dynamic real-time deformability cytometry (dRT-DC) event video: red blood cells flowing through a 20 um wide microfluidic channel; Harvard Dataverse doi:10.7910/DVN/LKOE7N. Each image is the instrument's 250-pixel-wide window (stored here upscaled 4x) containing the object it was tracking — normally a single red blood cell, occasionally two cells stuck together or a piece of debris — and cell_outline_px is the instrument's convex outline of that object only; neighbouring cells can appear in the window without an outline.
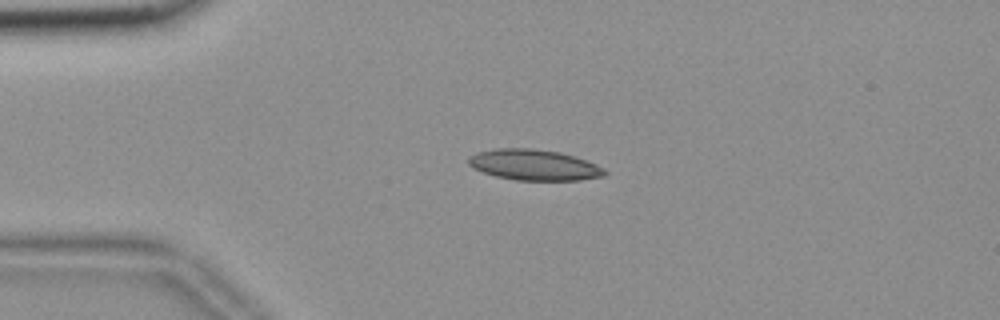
{"species": "common noctule bat (a hibernating species)", "species_latin": "Nyctalus noctula", "temperature_condition": "room temperature", "stored_images_in_passage": 35, "camera_frame_rate_fps": 3000, "um_per_image_px": 0.085, "animal": {"sex": "female", "body_mass_g": 18.4}, "frame": {"image": 1, "passage_image": 1, "time_ms": 0.0, "image_size_px": [1000, 320], "cell_outline_px": [[608, 172], [604, 176], [580, 180], [516, 180], [496, 176], [472, 168], [468, 164], [468, 156], [476, 152], [492, 148], [532, 148], [560, 152], [596, 164], [604, 168]], "centroid_in_image_um": [45.36, 14.01], "position_along_channel_um": 39.6, "area_um2": 24.51}}
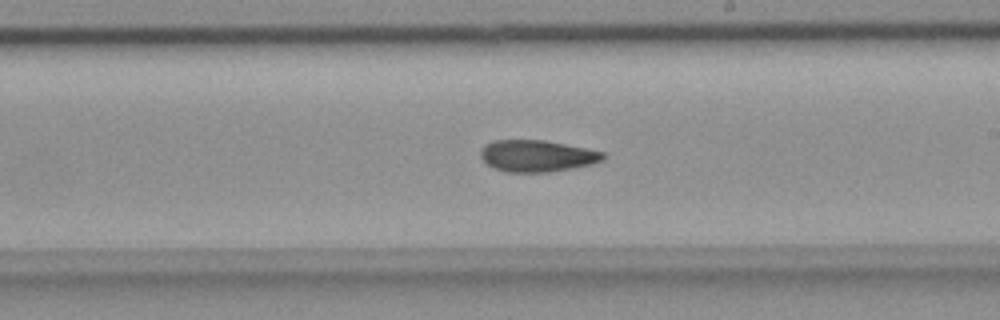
{"frame": {"image": 2, "passage_image": 20, "time_ms": 6.333, "image_size_px": [1000, 320], "cell_outline_px": [[604, 160], [592, 164], [572, 168], [548, 172], [504, 172], [492, 168], [480, 156], [480, 152], [484, 144], [496, 140], [544, 140], [604, 152]], "centroid_in_image_um": [45.62, 13.26], "position_along_channel_um": 243.4, "area_um2": 22.54}}
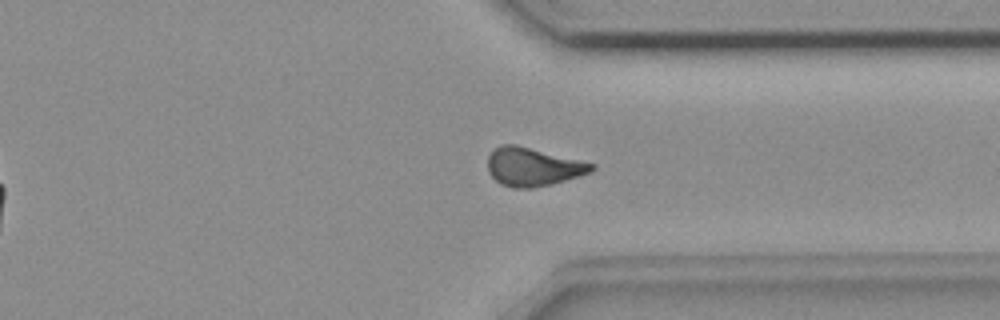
{"frame": {"image": 3, "passage_image": 30, "time_ms": 9.667, "image_size_px": [1000, 320], "cell_outline_px": [[596, 168], [592, 172], [564, 180], [532, 188], [512, 188], [500, 184], [488, 172], [488, 156], [500, 144], [516, 144], [596, 164]], "centroid_in_image_um": [45.29, 14.17], "position_along_channel_um": 366.1, "area_um2": 23.12}, "authors_computed_cell_mechanics": {"area_um2": 23.2356, "velocity_mm_per_s": 3.6722, "shape_relaxation_time_tau1_ms": null, "shape_relaxation_time_tau2_ms": 6.6978, "deformation_change_tau1": null, "deformation_change_tau2": 0.1407}}